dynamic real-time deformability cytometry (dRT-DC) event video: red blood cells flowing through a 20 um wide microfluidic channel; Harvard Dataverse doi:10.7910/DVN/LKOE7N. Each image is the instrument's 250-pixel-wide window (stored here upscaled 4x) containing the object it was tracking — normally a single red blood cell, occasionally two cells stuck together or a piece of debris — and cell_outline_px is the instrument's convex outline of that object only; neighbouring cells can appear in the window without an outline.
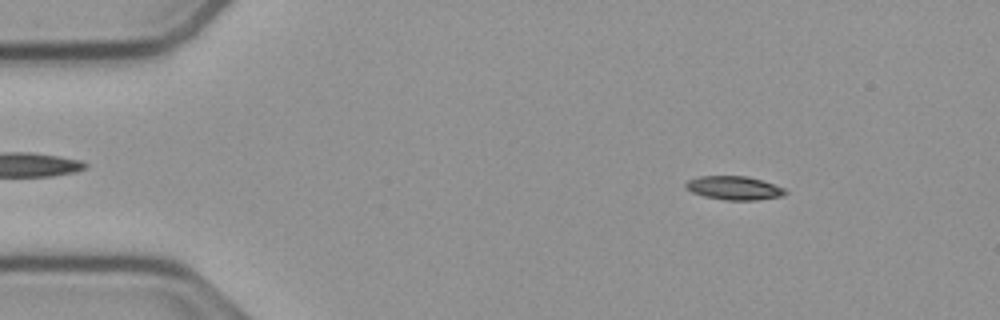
{"species": "common noctule bat (a hibernating species)", "species_latin": "Nyctalus noctula", "temperature_condition": "cold", "stored_images_in_passage": 54, "camera_frame_rate_fps": 3000, "um_per_image_px": 0.085, "animal": {"sex": "male", "body_mass_g": 23.1, "forearm_length_mm": 52.7}, "frame": {"image": 1, "passage_image": 7, "time_ms": 2.0, "image_size_px": [1000, 320], "cell_outline_px": [[788, 192], [784, 196], [756, 200], [724, 200], [704, 196], [692, 192], [684, 188], [684, 184], [688, 180], [700, 176], [748, 176], [784, 188]], "centroid_in_image_um": [62.38, 15.98], "position_along_channel_um": 22.6, "area_um2": 13.76}}
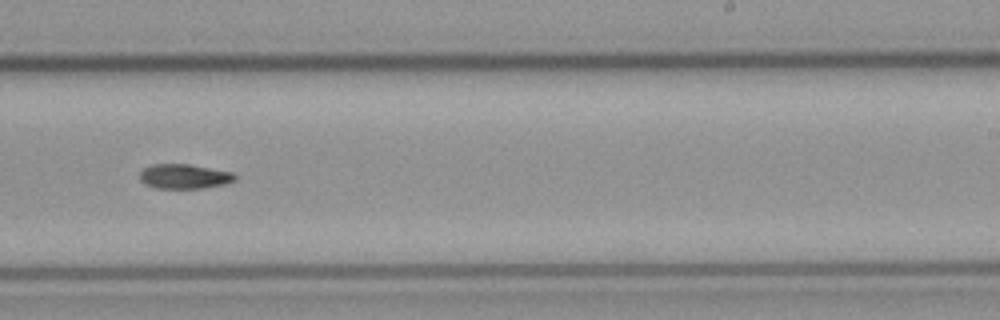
{"frame": {"image": 2, "passage_image": 33, "time_ms": 10.667, "image_size_px": [1000, 320], "cell_outline_px": [[236, 180], [224, 184], [200, 188], [156, 188], [144, 184], [140, 180], [140, 172], [144, 168], [152, 164], [188, 164], [232, 172], [236, 176]], "centroid_in_image_um": [15.64, 14.99], "position_along_channel_um": 273.4, "area_um2": 13.58}}
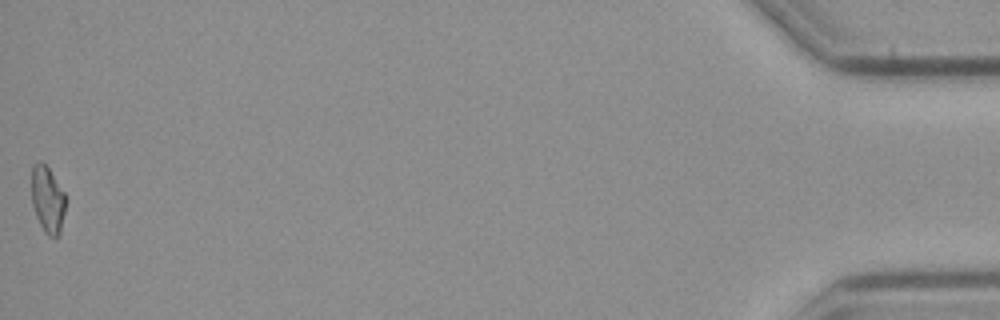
{"frame": {"image": 3, "passage_image": 54, "time_ms": 17.667, "image_size_px": [1000, 320], "cell_outline_px": [[64, 212], [60, 232], [56, 236], [48, 236], [44, 232], [36, 216], [32, 204], [32, 168], [40, 160], [48, 168], [64, 192]], "centroid_in_image_um": [4.03, 16.97], "position_along_channel_um": 431.2, "area_um2": 12.83}, "authors_computed_cell_mechanics": {"area_um2": 13.7564, "velocity_mm_per_s": 3.7671, "shape_relaxation_time_tau1_ms": 9.0282, "shape_relaxation_time_tau2_ms": null, "deformation_change_tau1": 0.2035, "deformation_change_tau2": null}}